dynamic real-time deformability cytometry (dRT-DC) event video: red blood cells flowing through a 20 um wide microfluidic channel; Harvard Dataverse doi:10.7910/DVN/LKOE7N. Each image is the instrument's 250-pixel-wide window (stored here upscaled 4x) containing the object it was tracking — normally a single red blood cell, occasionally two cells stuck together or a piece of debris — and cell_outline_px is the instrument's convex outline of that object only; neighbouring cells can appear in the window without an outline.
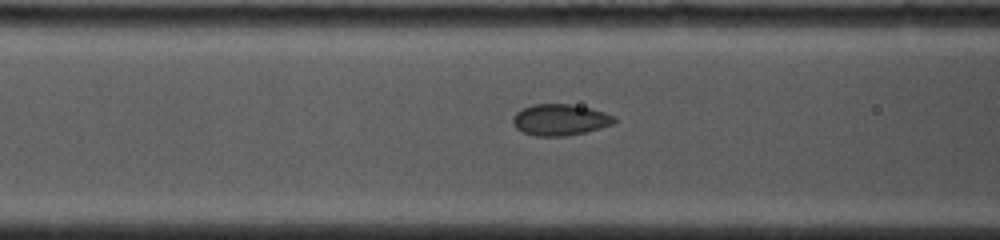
{"species": "common noctule bat (a hibernating species)", "species_latin": "Nyctalus noctula", "temperature_condition": "cold", "stored_images_in_passage": 9, "camera_frame_rate_fps": 4500, "um_per_image_px": 0.085, "animal": {"sex": "female", "body_mass_g": 19.0, "forearm_length_mm": 53.3}, "frame": {"image": 1, "passage_image": 7, "time_ms": 2.667, "image_size_px": [1000, 240], "cell_outline_px": [[616, 120], [612, 124], [600, 128], [568, 136], [536, 136], [524, 132], [516, 128], [512, 124], [512, 116], [516, 112], [532, 104], [572, 104], [592, 108], [604, 112], [612, 116]], "centroid_in_image_um": [47.57, 10.18], "position_along_channel_um": 119.0, "area_um2": 18.5}}